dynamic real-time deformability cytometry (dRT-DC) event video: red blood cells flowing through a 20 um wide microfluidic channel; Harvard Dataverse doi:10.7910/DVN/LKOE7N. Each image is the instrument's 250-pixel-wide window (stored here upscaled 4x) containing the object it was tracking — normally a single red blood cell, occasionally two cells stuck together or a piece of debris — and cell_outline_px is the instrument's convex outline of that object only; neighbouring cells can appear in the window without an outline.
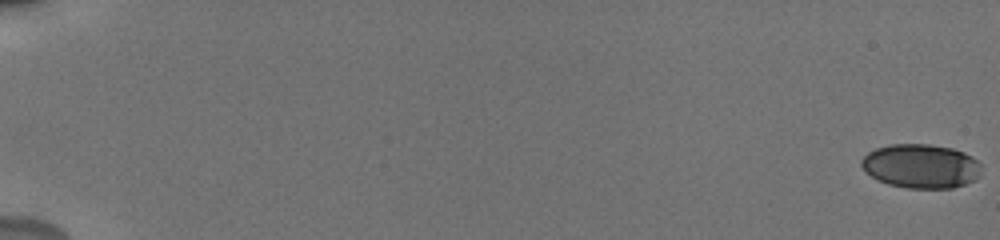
{"species": "human", "species_latin": "Homo sapiens", "temperature_condition": "cold", "stored_images_in_passage": 56, "camera_frame_rate_fps": 3000, "um_per_image_px": 0.085, "donor": {"sex": "male"}, "frame": {"image": 1, "passage_image": 1, "time_ms": 0.0, "image_size_px": [1000, 240], "cell_outline_px": [[980, 176], [976, 180], [952, 188], [908, 188], [888, 184], [872, 176], [860, 164], [860, 160], [868, 152], [876, 148], [888, 144], [928, 144], [952, 148], [964, 152], [972, 156], [980, 164]], "centroid_in_image_um": [78.3, 14.11], "position_along_channel_um": 6.7, "area_um2": 30.81}}
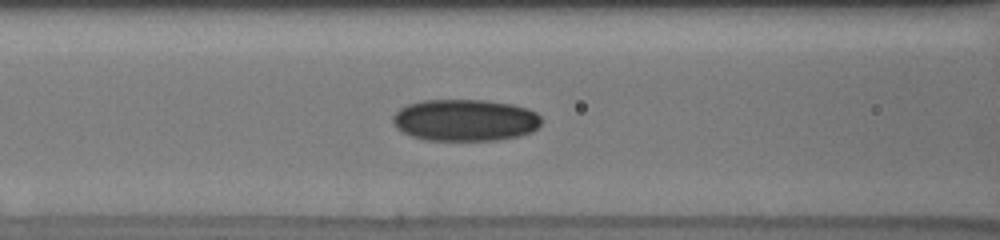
{"frame": {"image": 2, "passage_image": 27, "time_ms": 8.667, "image_size_px": [1000, 240], "cell_outline_px": [[540, 124], [532, 132], [520, 136], [496, 140], [428, 140], [412, 136], [396, 128], [392, 120], [392, 116], [400, 108], [408, 104], [424, 100], [488, 100], [512, 104], [528, 108], [536, 112], [540, 116]], "centroid_in_image_um": [39.54, 10.21], "position_along_channel_um": 127.1, "area_um2": 36.3}}
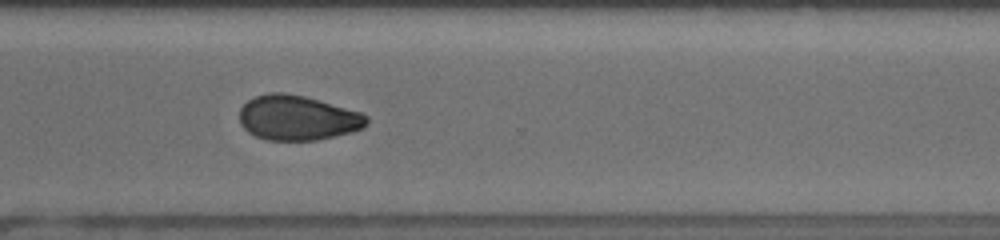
{"frame": {"image": 3, "passage_image": 44, "time_ms": 14.333, "image_size_px": [1000, 240], "cell_outline_px": [[368, 124], [364, 128], [316, 140], [268, 140], [256, 136], [248, 132], [240, 124], [240, 108], [248, 100], [256, 96], [268, 92], [284, 92], [304, 96], [360, 112], [368, 116]], "centroid_in_image_um": [25.27, 10.01], "position_along_channel_um": 345.3, "area_um2": 33.06}, "authors_computed_cell_mechanics": {"area_um2": 33.0905, "velocity_mm_per_s": 3.8589, "shape_relaxation_time_tau1_ms": null, "shape_relaxation_time_tau2_ms": 5.6113, "deformation_change_tau1": null, "deformation_change_tau2": 0.0851}}